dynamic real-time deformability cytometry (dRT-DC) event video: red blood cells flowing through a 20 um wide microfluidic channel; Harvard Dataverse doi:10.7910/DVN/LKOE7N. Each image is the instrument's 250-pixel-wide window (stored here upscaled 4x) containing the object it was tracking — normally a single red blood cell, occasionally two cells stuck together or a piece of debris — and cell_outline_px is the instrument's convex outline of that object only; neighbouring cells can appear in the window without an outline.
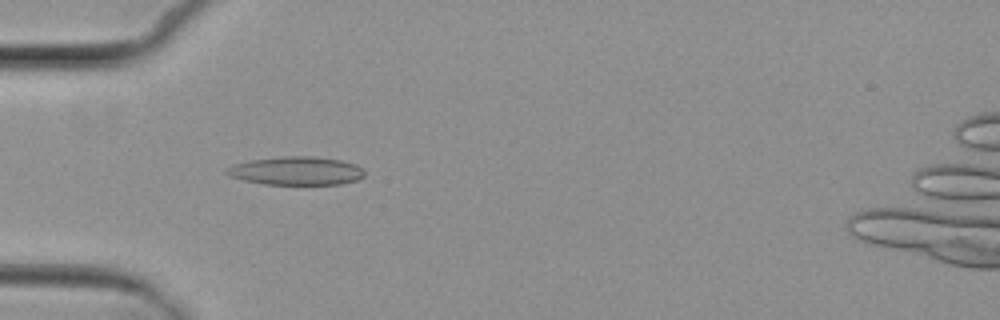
{"species": "common noctule bat (a hibernating species)", "species_latin": "Nyctalus noctula", "temperature_condition": "cold", "stored_images_in_passage": 6, "camera_frame_rate_fps": 3000, "um_per_image_px": 0.085, "animal": {"sex": "female", "body_mass_g": 29.2, "forearm_length_mm": 56.3}, "frame": {"image": 1, "passage_image": 5, "time_ms": 4.667, "image_size_px": [1000, 320], "cell_outline_px": [[364, 176], [356, 180], [340, 184], [264, 184], [244, 180], [228, 176], [224, 172], [224, 168], [232, 164], [248, 160], [280, 156], [312, 156], [340, 160], [356, 164], [364, 168]], "centroid_in_image_um": [25.13, 14.51], "position_along_channel_um": 59.9, "area_um2": 23.06}}
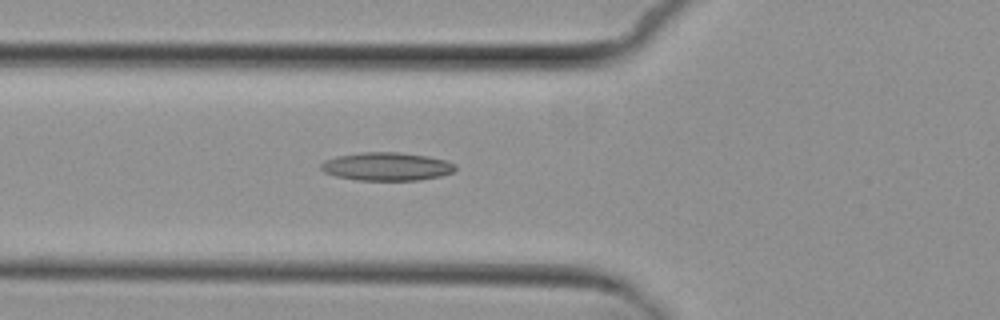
{"frame": {"image": 2, "passage_image": 6, "time_ms": 5.667, "image_size_px": [1000, 320], "cell_outline_px": [[456, 168], [452, 172], [440, 176], [420, 180], [356, 180], [336, 176], [324, 172], [320, 168], [320, 164], [324, 160], [336, 156], [360, 152], [400, 152], [428, 156], [444, 160], [456, 164]], "centroid_in_image_um": [32.84, 14.15], "position_along_channel_um": 93.0, "area_um2": 22.2}}